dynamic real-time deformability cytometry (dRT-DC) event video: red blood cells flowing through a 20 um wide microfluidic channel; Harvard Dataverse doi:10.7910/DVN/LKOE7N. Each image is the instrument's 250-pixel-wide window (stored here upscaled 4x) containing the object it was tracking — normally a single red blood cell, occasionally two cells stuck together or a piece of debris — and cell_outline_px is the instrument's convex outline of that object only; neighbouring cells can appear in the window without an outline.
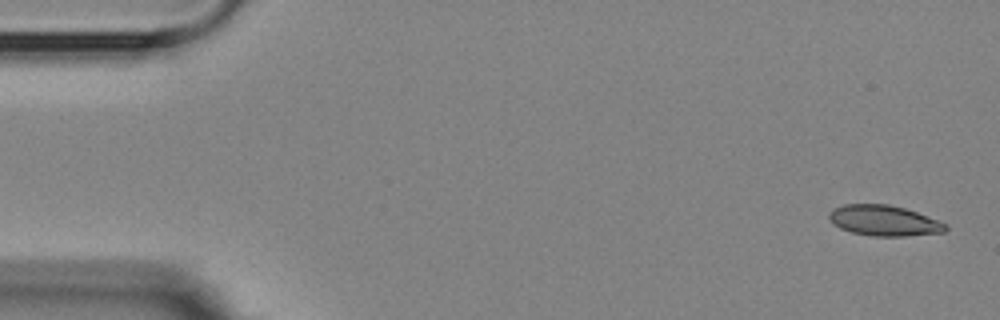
{"species": "Egyptian fruit bat (a non-hibernating species)", "species_latin": "Rousettus aegyptiacus", "temperature_condition": "room temperature", "stored_images_in_passage": 8, "camera_frame_rate_fps": 3000, "um_per_image_px": 0.085, "animal": {"sex": "female"}, "frame": {"image": 1, "passage_image": 1, "time_ms": 0.0, "image_size_px": [1000, 320], "cell_outline_px": [[948, 228], [944, 232], [904, 236], [872, 236], [852, 232], [840, 228], [832, 224], [828, 216], [828, 212], [832, 208], [844, 204], [888, 204], [904, 208], [916, 212], [948, 224]], "centroid_in_image_um": [75.1, 18.75], "position_along_channel_um": 9.9, "area_um2": 20.81}}